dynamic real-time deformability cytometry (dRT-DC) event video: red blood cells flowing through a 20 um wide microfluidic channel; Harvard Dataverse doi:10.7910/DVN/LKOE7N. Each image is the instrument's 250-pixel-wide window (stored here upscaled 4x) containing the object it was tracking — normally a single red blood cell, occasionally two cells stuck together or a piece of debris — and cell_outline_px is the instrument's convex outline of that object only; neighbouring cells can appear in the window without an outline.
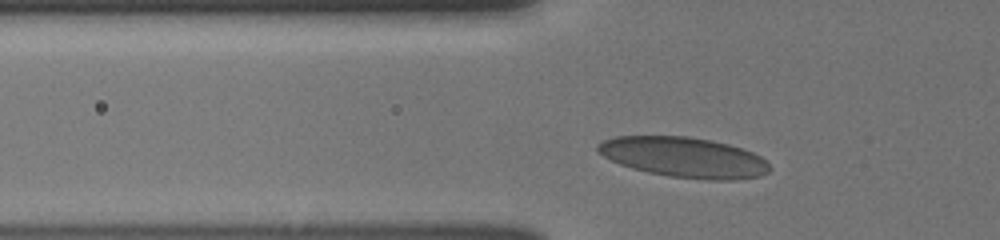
{"species": "human", "species_latin": "Homo sapiens", "temperature_condition": "cold", "stored_images_in_passage": 34, "camera_frame_rate_fps": 3000, "um_per_image_px": 0.085, "donor": {"sex": "male"}, "frame": {"image": 1, "passage_image": 6, "time_ms": 1.667, "image_size_px": [1000, 240], "cell_outline_px": [[772, 168], [768, 172], [760, 176], [736, 180], [708, 180], [668, 176], [648, 172], [632, 168], [620, 164], [604, 156], [596, 148], [596, 144], [604, 140], [616, 136], [688, 136], [712, 140], [728, 144], [752, 152], [760, 156]], "centroid_in_image_um": [58.15, 13.37], "position_along_channel_um": 67.7, "area_um2": 40.29}}
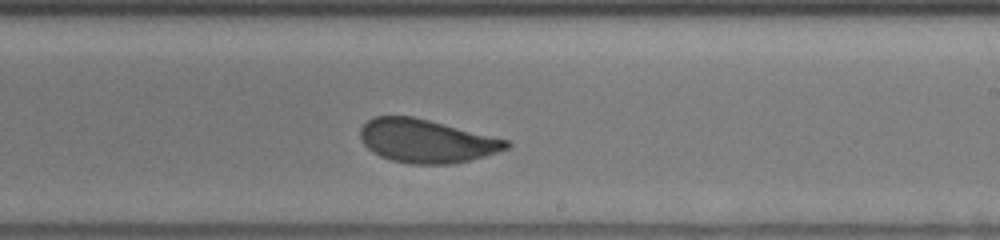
{"frame": {"image": 2, "passage_image": 21, "time_ms": 6.667, "image_size_px": [1000, 240], "cell_outline_px": [[512, 144], [508, 148], [484, 156], [452, 164], [412, 164], [392, 160], [380, 156], [372, 152], [360, 140], [360, 128], [368, 120], [376, 116], [412, 116], [508, 140]], "centroid_in_image_um": [36.21, 11.99], "position_along_channel_um": 252.8, "area_um2": 36.59}}
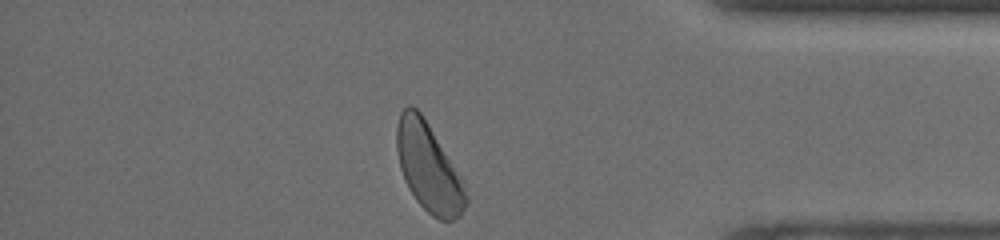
{"frame": {"image": 3, "passage_image": 34, "time_ms": 11.0, "image_size_px": [1000, 240], "cell_outline_px": [[468, 200], [460, 216], [448, 224], [432, 216], [416, 200], [408, 188], [404, 180], [400, 168], [396, 148], [396, 128], [400, 112], [408, 104], [412, 104], [420, 112], [428, 124], [464, 180], [468, 196]], "centroid_in_image_um": [36.44, 14.27], "position_along_channel_um": 398.8, "area_um2": 35.95}, "authors_computed_cell_mechanics": {"area_um2": 38.0613, "velocity_mm_per_s": 3.8089, "shape_relaxation_time_tau1_ms": 3.8096, "shape_relaxation_time_tau2_ms": null, "deformation_change_tau1": 0.1288, "deformation_change_tau2": null}}